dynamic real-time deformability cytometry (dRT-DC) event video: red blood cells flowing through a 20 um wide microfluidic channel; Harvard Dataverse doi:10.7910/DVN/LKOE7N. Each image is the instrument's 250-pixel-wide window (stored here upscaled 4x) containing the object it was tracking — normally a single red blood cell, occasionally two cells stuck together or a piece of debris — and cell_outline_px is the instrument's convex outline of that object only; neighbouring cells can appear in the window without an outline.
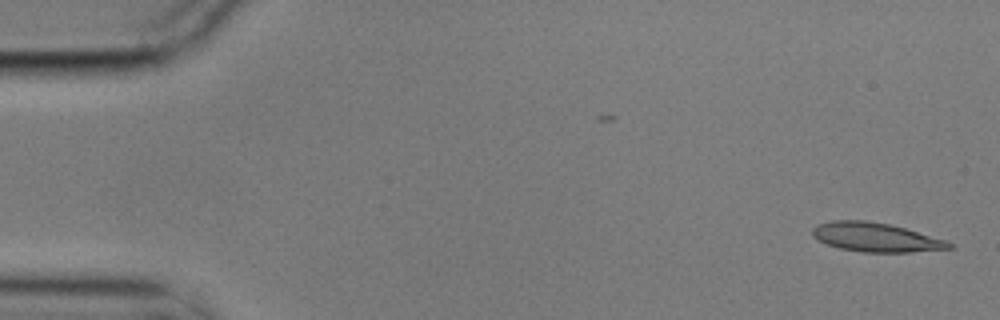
{"species": "common noctule bat (a hibernating species)", "species_latin": "Nyctalus noctula", "temperature_condition": "cold", "stored_images_in_passage": 55, "camera_frame_rate_fps": 3000, "um_per_image_px": 0.085, "animal": {"sex": "male", "body_mass_g": 17.9}, "frame": {"image": 1, "passage_image": 1, "time_ms": 0.0, "image_size_px": [1000, 320], "cell_outline_px": [[956, 248], [908, 252], [864, 252], [840, 248], [816, 240], [812, 236], [812, 228], [816, 224], [832, 220], [868, 220], [888, 224], [904, 228], [944, 240], [952, 244]], "centroid_in_image_um": [74.38, 20.16], "position_along_channel_um": 10.6, "area_um2": 23.0}}
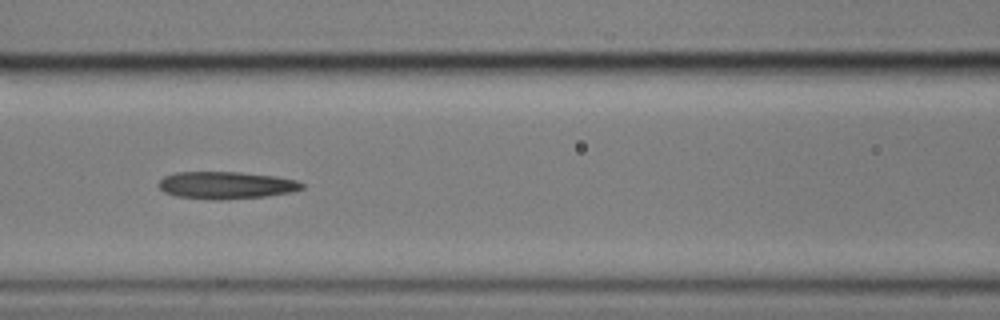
{"frame": {"image": 2, "passage_image": 23, "time_ms": 7.333, "image_size_px": [1000, 320], "cell_outline_px": [[304, 188], [292, 192], [268, 196], [224, 200], [212, 200], [176, 196], [164, 192], [156, 184], [164, 176], [176, 172], [240, 172], [276, 176], [296, 180], [304, 184]], "centroid_in_image_um": [19.22, 15.75], "position_along_channel_um": 147.4, "area_um2": 23.06}}
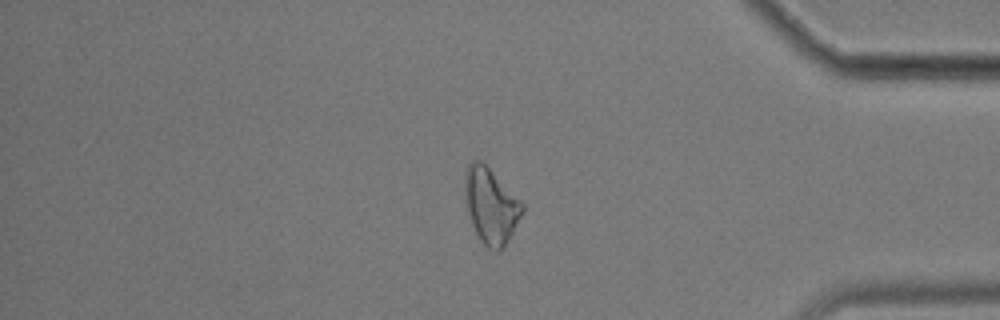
{"frame": {"image": 3, "passage_image": 46, "time_ms": 15.0, "image_size_px": [1000, 320], "cell_outline_px": [[524, 212], [508, 240], [496, 252], [488, 248], [480, 240], [472, 224], [468, 212], [464, 196], [464, 172], [468, 164], [472, 160], [480, 160], [524, 204]], "centroid_in_image_um": [41.7, 17.48], "position_along_channel_um": 393.5, "area_um2": 24.97}, "authors_computed_cell_mechanics": {"area_um2": 23.0622, "velocity_mm_per_s": 3.5481, "shape_relaxation_time_tau1_ms": null, "shape_relaxation_time_tau2_ms": 10.8094, "deformation_change_tau1": null, "deformation_change_tau2": 0.2662}}